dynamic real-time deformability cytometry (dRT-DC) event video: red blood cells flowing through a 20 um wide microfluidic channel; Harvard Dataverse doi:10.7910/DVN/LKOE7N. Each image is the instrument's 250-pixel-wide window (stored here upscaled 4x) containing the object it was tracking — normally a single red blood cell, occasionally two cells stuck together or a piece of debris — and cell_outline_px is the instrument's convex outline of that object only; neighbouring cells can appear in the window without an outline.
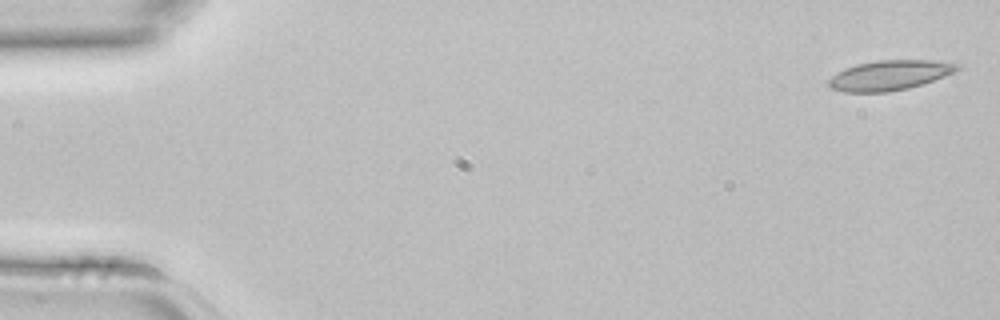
{"species": "common noctule bat (a hibernating species)", "species_latin": "Nyctalus noctula", "temperature_condition": "room temperature", "stored_images_in_passage": 4, "camera_frame_rate_fps": 3000, "um_per_image_px": 0.085, "animal": {"sex": "female", "body_mass_g": 22.7, "forearm_length_mm": 54.2}, "frame": {"image": 1, "passage_image": 1, "time_ms": 0.0, "image_size_px": [1000, 320], "cell_outline_px": [[960, 68], [956, 72], [908, 88], [888, 92], [844, 92], [832, 88], [828, 84], [828, 80], [832, 76], [844, 68], [856, 64], [876, 60], [932, 60], [960, 64]], "centroid_in_image_um": [75.61, 6.39], "position_along_channel_um": 9.4, "area_um2": 22.31}}
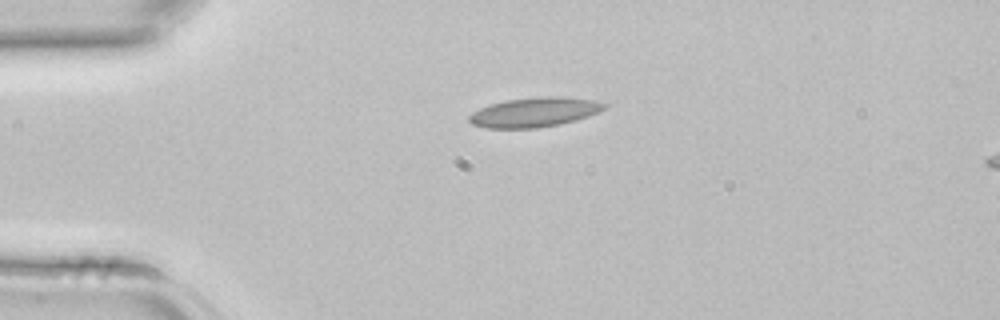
{"frame": {"image": 2, "passage_image": 3, "time_ms": 0.667, "image_size_px": [1000, 320], "cell_outline_px": [[608, 108], [600, 112], [576, 120], [560, 124], [536, 128], [484, 128], [472, 124], [468, 120], [468, 116], [472, 112], [480, 108], [504, 100], [540, 96], [564, 96], [592, 100], [608, 104]], "centroid_in_image_um": [45.45, 9.53], "position_along_channel_um": 39.5, "area_um2": 23.52}}
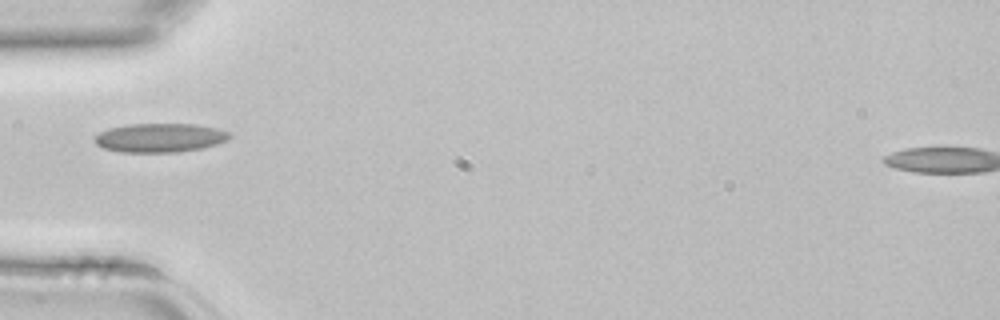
{"frame": {"image": 3, "passage_image": 4, "time_ms": 1.0, "image_size_px": [1000, 320], "cell_outline_px": [[232, 136], [228, 140], [216, 144], [200, 148], [176, 152], [120, 152], [104, 148], [96, 144], [96, 136], [100, 132], [108, 128], [128, 124], [196, 124], [216, 128], [232, 132]], "centroid_in_image_um": [13.62, 11.7], "position_along_channel_um": 71.4, "area_um2": 22.72}}